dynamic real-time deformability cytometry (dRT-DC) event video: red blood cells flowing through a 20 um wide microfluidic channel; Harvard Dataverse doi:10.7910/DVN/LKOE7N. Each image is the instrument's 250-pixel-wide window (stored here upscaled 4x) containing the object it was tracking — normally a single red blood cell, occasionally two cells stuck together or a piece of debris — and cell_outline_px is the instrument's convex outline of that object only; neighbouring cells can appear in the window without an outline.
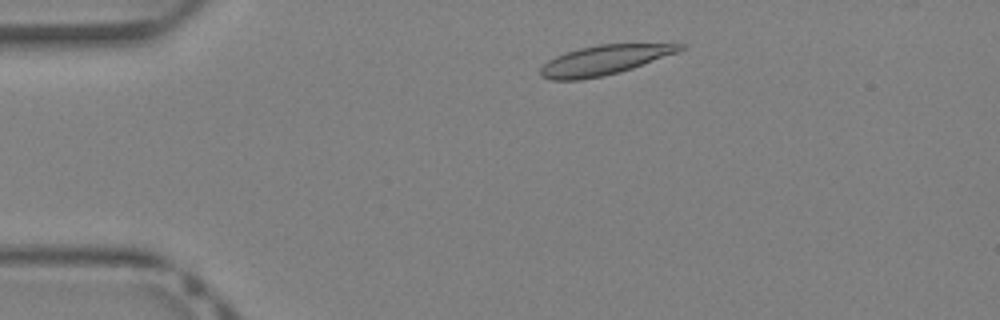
{"species": "Egyptian fruit bat (a non-hibernating species)", "species_latin": "Rousettus aegyptiacus", "temperature_condition": "warm", "stored_images_in_passage": 16, "camera_frame_rate_fps": 3000, "um_per_image_px": 0.085, "animal": {"sex": "female"}, "frame": {"image": 1, "passage_image": 4, "time_ms": 1.0, "image_size_px": [1000, 320], "cell_outline_px": [[684, 48], [676, 52], [632, 68], [620, 72], [604, 76], [580, 80], [548, 80], [540, 76], [540, 68], [548, 60], [556, 56], [580, 48], [600, 44], [684, 44]], "centroid_in_image_um": [51.29, 5.13], "position_along_channel_um": 33.7, "area_um2": 23.7}}
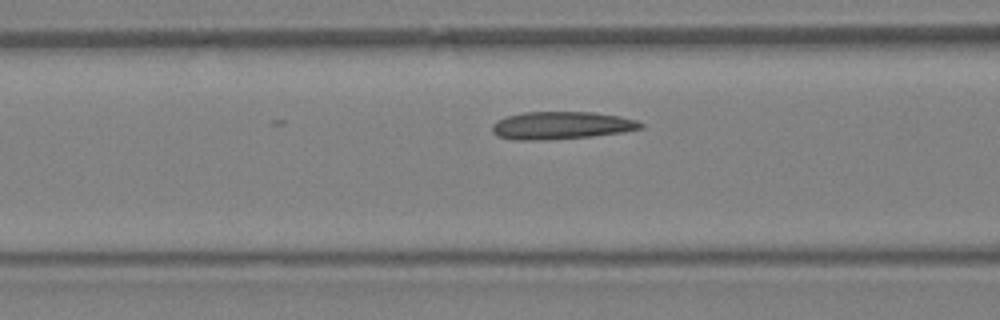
{"frame": {"image": 2, "passage_image": 12, "time_ms": 3.667, "image_size_px": [1000, 320], "cell_outline_px": [[644, 128], [624, 132], [588, 136], [540, 140], [516, 140], [500, 136], [492, 132], [492, 124], [496, 120], [508, 116], [524, 112], [592, 112], [620, 116], [636, 120], [644, 124]], "centroid_in_image_um": [47.73, 10.65], "position_along_channel_um": 118.9, "area_um2": 23.76}}
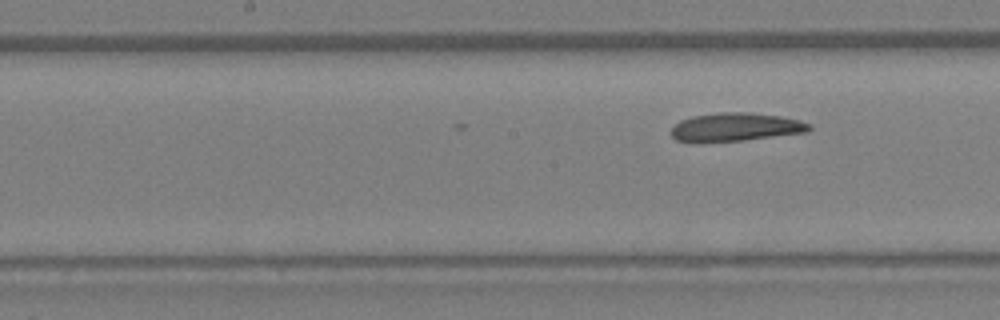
{"frame": {"image": 3, "passage_image": 16, "time_ms": 5.0, "image_size_px": [1000, 320], "cell_outline_px": [[812, 128], [808, 132], [744, 140], [676, 140], [672, 136], [672, 128], [680, 120], [692, 116], [716, 112], [744, 112], [780, 116], [800, 120], [808, 124]], "centroid_in_image_um": [62.58, 10.77], "position_along_channel_um": 185.6, "area_um2": 22.2}}